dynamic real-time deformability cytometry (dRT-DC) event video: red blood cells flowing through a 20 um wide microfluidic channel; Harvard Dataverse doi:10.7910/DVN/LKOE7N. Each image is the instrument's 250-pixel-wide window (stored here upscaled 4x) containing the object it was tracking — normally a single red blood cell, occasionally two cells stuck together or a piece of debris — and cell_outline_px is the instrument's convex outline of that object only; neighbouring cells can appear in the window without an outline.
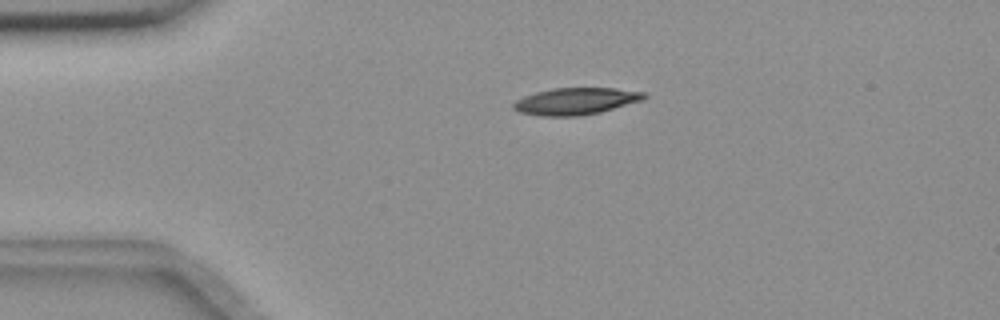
{"species": "common noctule bat (a hibernating species)", "species_latin": "Nyctalus noctula", "temperature_condition": "room temperature", "stored_images_in_passage": 50, "camera_frame_rate_fps": 3000, "um_per_image_px": 0.085, "animal": {"sex": "female", "body_mass_g": 18.4}, "frame": {"image": 1, "passage_image": 7, "time_ms": 2.0, "image_size_px": [1000, 320], "cell_outline_px": [[648, 96], [644, 100], [600, 112], [580, 116], [540, 116], [520, 112], [512, 108], [512, 104], [516, 100], [524, 96], [536, 92], [552, 88], [616, 88], [644, 92]], "centroid_in_image_um": [48.95, 8.6], "position_along_channel_um": 36.0, "area_um2": 20.58}}
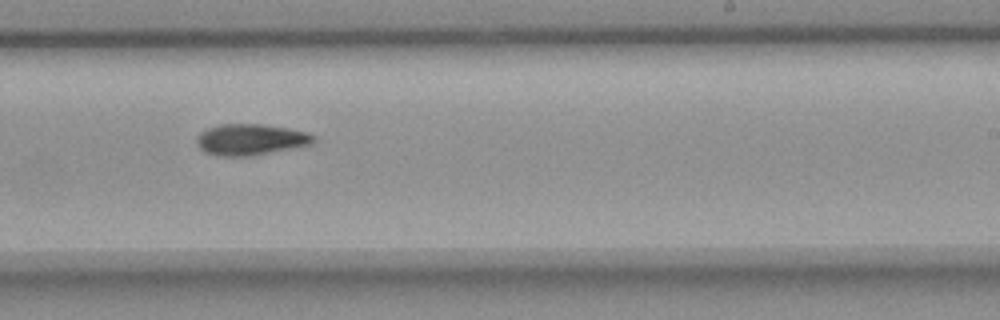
{"frame": {"image": 2, "passage_image": 29, "time_ms": 9.333, "image_size_px": [1000, 320], "cell_outline_px": [[316, 140], [312, 144], [252, 156], [216, 156], [204, 152], [196, 144], [196, 136], [200, 132], [208, 128], [220, 124], [264, 124], [288, 128], [308, 132], [316, 136]], "centroid_in_image_um": [21.29, 11.86], "position_along_channel_um": 267.7, "area_um2": 21.5}}
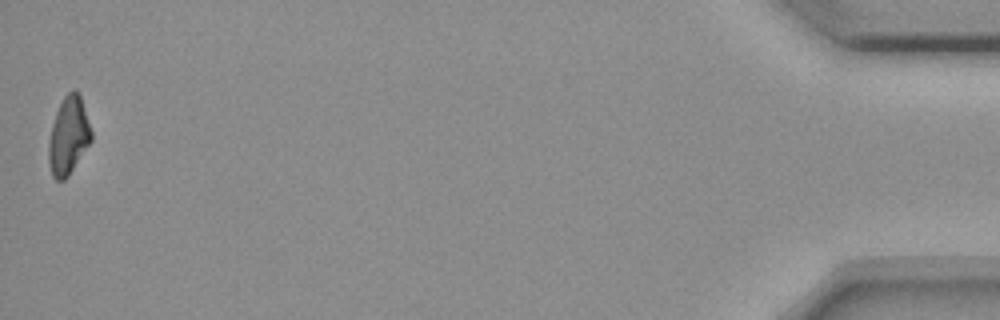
{"frame": {"image": 3, "passage_image": 50, "time_ms": 16.333, "image_size_px": [1000, 320], "cell_outline_px": [[92, 140], [68, 176], [64, 180], [56, 180], [52, 176], [48, 164], [48, 144], [52, 124], [56, 112], [64, 96], [72, 88], [76, 88], [80, 96], [92, 132]], "centroid_in_image_um": [5.81, 11.54], "position_along_channel_um": 429.4, "area_um2": 19.31}, "authors_computed_cell_mechanics": {"area_um2": 20.519, "velocity_mm_per_s": 3.6652, "shape_relaxation_time_tau1_ms": 5.1349, "shape_relaxation_time_tau2_ms": null, "deformation_change_tau1": 0.1679, "deformation_change_tau2": null}}